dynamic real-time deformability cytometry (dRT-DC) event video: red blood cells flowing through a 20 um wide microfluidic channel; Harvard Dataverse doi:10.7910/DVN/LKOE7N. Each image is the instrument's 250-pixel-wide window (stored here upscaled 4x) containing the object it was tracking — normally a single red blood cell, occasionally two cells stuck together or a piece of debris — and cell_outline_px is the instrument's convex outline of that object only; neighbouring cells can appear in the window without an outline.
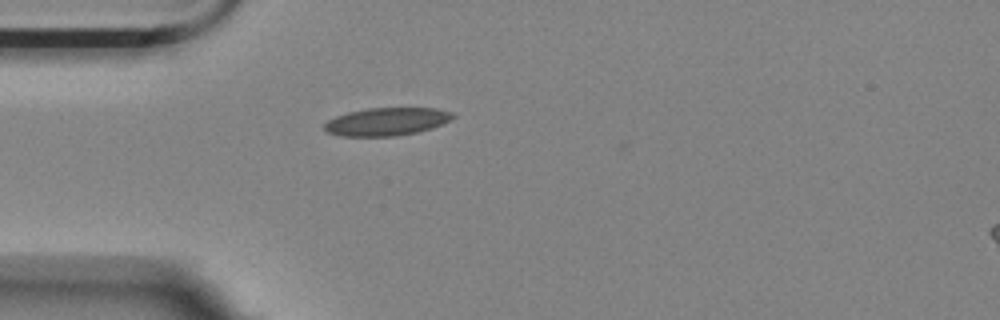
{"species": "Egyptian fruit bat (a non-hibernating species)", "species_latin": "Rousettus aegyptiacus", "temperature_condition": "room temperature", "stored_images_in_passage": 36, "camera_frame_rate_fps": 3000, "um_per_image_px": 0.085, "animal": {"sex": "female"}, "frame": {"image": 1, "passage_image": 1, "time_ms": 0.0, "image_size_px": [1000, 320], "cell_outline_px": [[456, 116], [452, 120], [432, 128], [416, 132], [396, 136], [340, 136], [328, 132], [324, 128], [324, 124], [328, 120], [336, 116], [348, 112], [368, 108], [436, 108], [452, 112]], "centroid_in_image_um": [32.89, 10.33], "position_along_channel_um": 52.1, "area_um2": 20.92}}
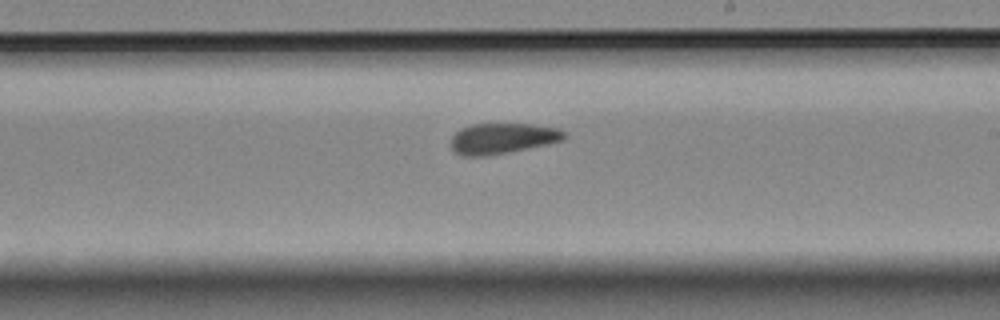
{"frame": {"image": 2, "passage_image": 18, "time_ms": 5.667, "image_size_px": [1000, 320], "cell_outline_px": [[568, 136], [564, 140], [548, 144], [488, 156], [464, 156], [456, 152], [448, 144], [452, 136], [460, 128], [472, 124], [532, 124], [560, 128]], "centroid_in_image_um": [42.71, 11.76], "position_along_channel_um": 246.3, "area_um2": 20.46}}
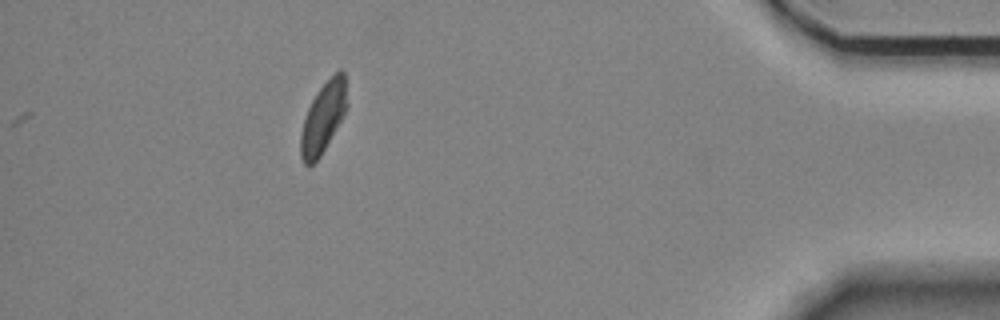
{"frame": {"image": 3, "passage_image": 36, "time_ms": 11.667, "image_size_px": [1000, 320], "cell_outline_px": [[348, 104], [340, 120], [320, 156], [312, 164], [304, 164], [300, 156], [300, 132], [308, 108], [316, 92], [340, 68], [344, 72]], "centroid_in_image_um": [27.46, 9.97], "position_along_channel_um": 407.7, "area_um2": 18.61}, "authors_computed_cell_mechanics": {"area_um2": 20.4612, "velocity_mm_per_s": 3.5595, "shape_relaxation_time_tau1_ms": 6.5886, "shape_relaxation_time_tau2_ms": 2.5365, "deformation_change_tau1": 0.1422, "deformation_change_tau2": 0.0876}}